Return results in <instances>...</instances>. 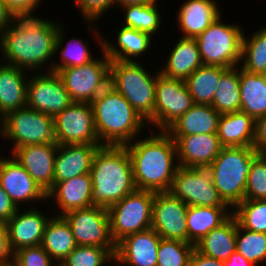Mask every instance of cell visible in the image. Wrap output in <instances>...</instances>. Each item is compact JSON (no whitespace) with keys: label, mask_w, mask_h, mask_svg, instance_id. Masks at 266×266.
<instances>
[{"label":"cell","mask_w":266,"mask_h":266,"mask_svg":"<svg viewBox=\"0 0 266 266\" xmlns=\"http://www.w3.org/2000/svg\"><path fill=\"white\" fill-rule=\"evenodd\" d=\"M63 29L53 21L33 16H14L13 21L5 27L0 40L5 61L8 59L6 64L25 71L39 70L42 64L61 49Z\"/></svg>","instance_id":"obj_1"},{"label":"cell","mask_w":266,"mask_h":266,"mask_svg":"<svg viewBox=\"0 0 266 266\" xmlns=\"http://www.w3.org/2000/svg\"><path fill=\"white\" fill-rule=\"evenodd\" d=\"M124 146L131 158L136 189L168 192L179 167L174 164L177 149L173 138L160 131Z\"/></svg>","instance_id":"obj_2"},{"label":"cell","mask_w":266,"mask_h":266,"mask_svg":"<svg viewBox=\"0 0 266 266\" xmlns=\"http://www.w3.org/2000/svg\"><path fill=\"white\" fill-rule=\"evenodd\" d=\"M92 206L108 209L136 190L130 155L125 146L102 145L90 170Z\"/></svg>","instance_id":"obj_3"},{"label":"cell","mask_w":266,"mask_h":266,"mask_svg":"<svg viewBox=\"0 0 266 266\" xmlns=\"http://www.w3.org/2000/svg\"><path fill=\"white\" fill-rule=\"evenodd\" d=\"M100 144L124 146L132 142L147 122L110 85L91 102ZM102 141V142H101Z\"/></svg>","instance_id":"obj_4"},{"label":"cell","mask_w":266,"mask_h":266,"mask_svg":"<svg viewBox=\"0 0 266 266\" xmlns=\"http://www.w3.org/2000/svg\"><path fill=\"white\" fill-rule=\"evenodd\" d=\"M136 61H111L110 86L120 93L145 121L154 124L156 76Z\"/></svg>","instance_id":"obj_5"},{"label":"cell","mask_w":266,"mask_h":266,"mask_svg":"<svg viewBox=\"0 0 266 266\" xmlns=\"http://www.w3.org/2000/svg\"><path fill=\"white\" fill-rule=\"evenodd\" d=\"M257 154L253 147H223L212 162L213 184L230 208L244 200L252 159Z\"/></svg>","instance_id":"obj_6"},{"label":"cell","mask_w":266,"mask_h":266,"mask_svg":"<svg viewBox=\"0 0 266 266\" xmlns=\"http://www.w3.org/2000/svg\"><path fill=\"white\" fill-rule=\"evenodd\" d=\"M221 15L195 37L203 65L237 67L241 61L244 32L238 25L225 24Z\"/></svg>","instance_id":"obj_7"},{"label":"cell","mask_w":266,"mask_h":266,"mask_svg":"<svg viewBox=\"0 0 266 266\" xmlns=\"http://www.w3.org/2000/svg\"><path fill=\"white\" fill-rule=\"evenodd\" d=\"M213 175L212 163L179 166L168 192L188 206L229 207L215 188Z\"/></svg>","instance_id":"obj_8"},{"label":"cell","mask_w":266,"mask_h":266,"mask_svg":"<svg viewBox=\"0 0 266 266\" xmlns=\"http://www.w3.org/2000/svg\"><path fill=\"white\" fill-rule=\"evenodd\" d=\"M154 195L153 191L136 189L107 209L115 244L128 235L151 229Z\"/></svg>","instance_id":"obj_9"},{"label":"cell","mask_w":266,"mask_h":266,"mask_svg":"<svg viewBox=\"0 0 266 266\" xmlns=\"http://www.w3.org/2000/svg\"><path fill=\"white\" fill-rule=\"evenodd\" d=\"M0 120V135L15 141L12 152L26 145L56 143L50 115L24 107L8 112Z\"/></svg>","instance_id":"obj_10"},{"label":"cell","mask_w":266,"mask_h":266,"mask_svg":"<svg viewBox=\"0 0 266 266\" xmlns=\"http://www.w3.org/2000/svg\"><path fill=\"white\" fill-rule=\"evenodd\" d=\"M103 54L102 59L57 72L73 102L91 103L109 86L111 60Z\"/></svg>","instance_id":"obj_11"},{"label":"cell","mask_w":266,"mask_h":266,"mask_svg":"<svg viewBox=\"0 0 266 266\" xmlns=\"http://www.w3.org/2000/svg\"><path fill=\"white\" fill-rule=\"evenodd\" d=\"M62 217L68 222L77 245L107 248L115 256L116 244L110 235L106 208L92 206L70 211Z\"/></svg>","instance_id":"obj_12"},{"label":"cell","mask_w":266,"mask_h":266,"mask_svg":"<svg viewBox=\"0 0 266 266\" xmlns=\"http://www.w3.org/2000/svg\"><path fill=\"white\" fill-rule=\"evenodd\" d=\"M154 125L166 131L193 105L192 96L184 80L168 78L160 72L156 75Z\"/></svg>","instance_id":"obj_13"},{"label":"cell","mask_w":266,"mask_h":266,"mask_svg":"<svg viewBox=\"0 0 266 266\" xmlns=\"http://www.w3.org/2000/svg\"><path fill=\"white\" fill-rule=\"evenodd\" d=\"M53 120L57 144H100L91 103L73 102Z\"/></svg>","instance_id":"obj_14"},{"label":"cell","mask_w":266,"mask_h":266,"mask_svg":"<svg viewBox=\"0 0 266 266\" xmlns=\"http://www.w3.org/2000/svg\"><path fill=\"white\" fill-rule=\"evenodd\" d=\"M73 103L57 72L36 74L27 82L26 107L54 117Z\"/></svg>","instance_id":"obj_15"},{"label":"cell","mask_w":266,"mask_h":266,"mask_svg":"<svg viewBox=\"0 0 266 266\" xmlns=\"http://www.w3.org/2000/svg\"><path fill=\"white\" fill-rule=\"evenodd\" d=\"M188 205L169 192H155L151 228L164 239L187 243Z\"/></svg>","instance_id":"obj_16"},{"label":"cell","mask_w":266,"mask_h":266,"mask_svg":"<svg viewBox=\"0 0 266 266\" xmlns=\"http://www.w3.org/2000/svg\"><path fill=\"white\" fill-rule=\"evenodd\" d=\"M57 143L33 144L16 148L12 157L47 193L54 185V165Z\"/></svg>","instance_id":"obj_17"},{"label":"cell","mask_w":266,"mask_h":266,"mask_svg":"<svg viewBox=\"0 0 266 266\" xmlns=\"http://www.w3.org/2000/svg\"><path fill=\"white\" fill-rule=\"evenodd\" d=\"M0 186L17 208L19 202L47 199V193L13 157L10 159L0 157Z\"/></svg>","instance_id":"obj_18"},{"label":"cell","mask_w":266,"mask_h":266,"mask_svg":"<svg viewBox=\"0 0 266 266\" xmlns=\"http://www.w3.org/2000/svg\"><path fill=\"white\" fill-rule=\"evenodd\" d=\"M160 240L152 228L128 235L116 244L115 262L129 266H157Z\"/></svg>","instance_id":"obj_19"},{"label":"cell","mask_w":266,"mask_h":266,"mask_svg":"<svg viewBox=\"0 0 266 266\" xmlns=\"http://www.w3.org/2000/svg\"><path fill=\"white\" fill-rule=\"evenodd\" d=\"M18 208L6 223L9 244L13 253L25 247L41 245L44 228L50 218L35 208L20 213Z\"/></svg>","instance_id":"obj_20"},{"label":"cell","mask_w":266,"mask_h":266,"mask_svg":"<svg viewBox=\"0 0 266 266\" xmlns=\"http://www.w3.org/2000/svg\"><path fill=\"white\" fill-rule=\"evenodd\" d=\"M100 146L102 144H58L54 182L90 173L94 154Z\"/></svg>","instance_id":"obj_21"},{"label":"cell","mask_w":266,"mask_h":266,"mask_svg":"<svg viewBox=\"0 0 266 266\" xmlns=\"http://www.w3.org/2000/svg\"><path fill=\"white\" fill-rule=\"evenodd\" d=\"M176 144L179 166L193 167L196 164L212 163L223 146L217 134H193L171 136Z\"/></svg>","instance_id":"obj_22"},{"label":"cell","mask_w":266,"mask_h":266,"mask_svg":"<svg viewBox=\"0 0 266 266\" xmlns=\"http://www.w3.org/2000/svg\"><path fill=\"white\" fill-rule=\"evenodd\" d=\"M49 197L57 199V204L61 208L58 216H63L73 210L92 207V179L90 173L62 182H54L53 187L47 192V199Z\"/></svg>","instance_id":"obj_23"},{"label":"cell","mask_w":266,"mask_h":266,"mask_svg":"<svg viewBox=\"0 0 266 266\" xmlns=\"http://www.w3.org/2000/svg\"><path fill=\"white\" fill-rule=\"evenodd\" d=\"M220 114L211 106L194 104L166 132L170 136L217 134Z\"/></svg>","instance_id":"obj_24"},{"label":"cell","mask_w":266,"mask_h":266,"mask_svg":"<svg viewBox=\"0 0 266 266\" xmlns=\"http://www.w3.org/2000/svg\"><path fill=\"white\" fill-rule=\"evenodd\" d=\"M255 119L246 112L220 114L217 136L223 147H252Z\"/></svg>","instance_id":"obj_25"},{"label":"cell","mask_w":266,"mask_h":266,"mask_svg":"<svg viewBox=\"0 0 266 266\" xmlns=\"http://www.w3.org/2000/svg\"><path fill=\"white\" fill-rule=\"evenodd\" d=\"M23 73L16 66H0V119L10 111L26 107L28 80Z\"/></svg>","instance_id":"obj_26"},{"label":"cell","mask_w":266,"mask_h":266,"mask_svg":"<svg viewBox=\"0 0 266 266\" xmlns=\"http://www.w3.org/2000/svg\"><path fill=\"white\" fill-rule=\"evenodd\" d=\"M220 16L215 0H188L178 13L181 37L195 38Z\"/></svg>","instance_id":"obj_27"},{"label":"cell","mask_w":266,"mask_h":266,"mask_svg":"<svg viewBox=\"0 0 266 266\" xmlns=\"http://www.w3.org/2000/svg\"><path fill=\"white\" fill-rule=\"evenodd\" d=\"M237 224L238 221L232 214L195 244V249L207 257L223 262L228 260L236 251Z\"/></svg>","instance_id":"obj_28"},{"label":"cell","mask_w":266,"mask_h":266,"mask_svg":"<svg viewBox=\"0 0 266 266\" xmlns=\"http://www.w3.org/2000/svg\"><path fill=\"white\" fill-rule=\"evenodd\" d=\"M202 65L196 39L181 37L171 51L165 68L159 72L168 78L185 81Z\"/></svg>","instance_id":"obj_29"},{"label":"cell","mask_w":266,"mask_h":266,"mask_svg":"<svg viewBox=\"0 0 266 266\" xmlns=\"http://www.w3.org/2000/svg\"><path fill=\"white\" fill-rule=\"evenodd\" d=\"M102 51L111 61H134L131 57H138L151 45V36L147 33L123 26L117 35L119 48L101 39L99 36Z\"/></svg>","instance_id":"obj_30"},{"label":"cell","mask_w":266,"mask_h":266,"mask_svg":"<svg viewBox=\"0 0 266 266\" xmlns=\"http://www.w3.org/2000/svg\"><path fill=\"white\" fill-rule=\"evenodd\" d=\"M41 246L58 265L77 247L71 228L62 216L55 214L48 220Z\"/></svg>","instance_id":"obj_31"},{"label":"cell","mask_w":266,"mask_h":266,"mask_svg":"<svg viewBox=\"0 0 266 266\" xmlns=\"http://www.w3.org/2000/svg\"><path fill=\"white\" fill-rule=\"evenodd\" d=\"M227 207L188 206L187 243L197 244L206 234L224 223L231 215Z\"/></svg>","instance_id":"obj_32"},{"label":"cell","mask_w":266,"mask_h":266,"mask_svg":"<svg viewBox=\"0 0 266 266\" xmlns=\"http://www.w3.org/2000/svg\"><path fill=\"white\" fill-rule=\"evenodd\" d=\"M241 111L254 119L266 115V84L261 74L239 70Z\"/></svg>","instance_id":"obj_33"},{"label":"cell","mask_w":266,"mask_h":266,"mask_svg":"<svg viewBox=\"0 0 266 266\" xmlns=\"http://www.w3.org/2000/svg\"><path fill=\"white\" fill-rule=\"evenodd\" d=\"M227 69L202 65L185 80L194 104L212 105L218 81Z\"/></svg>","instance_id":"obj_34"},{"label":"cell","mask_w":266,"mask_h":266,"mask_svg":"<svg viewBox=\"0 0 266 266\" xmlns=\"http://www.w3.org/2000/svg\"><path fill=\"white\" fill-rule=\"evenodd\" d=\"M228 68L220 77L212 107L219 114L241 111L239 69Z\"/></svg>","instance_id":"obj_35"},{"label":"cell","mask_w":266,"mask_h":266,"mask_svg":"<svg viewBox=\"0 0 266 266\" xmlns=\"http://www.w3.org/2000/svg\"><path fill=\"white\" fill-rule=\"evenodd\" d=\"M156 2L120 6L126 14L124 26L152 36L161 25L160 13L157 10Z\"/></svg>","instance_id":"obj_36"},{"label":"cell","mask_w":266,"mask_h":266,"mask_svg":"<svg viewBox=\"0 0 266 266\" xmlns=\"http://www.w3.org/2000/svg\"><path fill=\"white\" fill-rule=\"evenodd\" d=\"M242 69L252 74L266 71V28L253 33L250 39L243 35L241 61Z\"/></svg>","instance_id":"obj_37"},{"label":"cell","mask_w":266,"mask_h":266,"mask_svg":"<svg viewBox=\"0 0 266 266\" xmlns=\"http://www.w3.org/2000/svg\"><path fill=\"white\" fill-rule=\"evenodd\" d=\"M236 251L258 266L259 262L266 260V233L246 230L237 224Z\"/></svg>","instance_id":"obj_38"},{"label":"cell","mask_w":266,"mask_h":266,"mask_svg":"<svg viewBox=\"0 0 266 266\" xmlns=\"http://www.w3.org/2000/svg\"><path fill=\"white\" fill-rule=\"evenodd\" d=\"M232 214L246 230L266 233V200H243Z\"/></svg>","instance_id":"obj_39"},{"label":"cell","mask_w":266,"mask_h":266,"mask_svg":"<svg viewBox=\"0 0 266 266\" xmlns=\"http://www.w3.org/2000/svg\"><path fill=\"white\" fill-rule=\"evenodd\" d=\"M194 249L195 245L192 243L161 238L157 266H188Z\"/></svg>","instance_id":"obj_40"},{"label":"cell","mask_w":266,"mask_h":266,"mask_svg":"<svg viewBox=\"0 0 266 266\" xmlns=\"http://www.w3.org/2000/svg\"><path fill=\"white\" fill-rule=\"evenodd\" d=\"M108 261L114 262L115 256L107 248L77 245L60 266H103Z\"/></svg>","instance_id":"obj_41"},{"label":"cell","mask_w":266,"mask_h":266,"mask_svg":"<svg viewBox=\"0 0 266 266\" xmlns=\"http://www.w3.org/2000/svg\"><path fill=\"white\" fill-rule=\"evenodd\" d=\"M244 200H266V154H257L252 159Z\"/></svg>","instance_id":"obj_42"},{"label":"cell","mask_w":266,"mask_h":266,"mask_svg":"<svg viewBox=\"0 0 266 266\" xmlns=\"http://www.w3.org/2000/svg\"><path fill=\"white\" fill-rule=\"evenodd\" d=\"M67 43V46L65 45L60 51L62 62L52 64L48 71L58 72L63 68L79 67L94 59L88 50V42L84 43L81 39L72 38Z\"/></svg>","instance_id":"obj_43"},{"label":"cell","mask_w":266,"mask_h":266,"mask_svg":"<svg viewBox=\"0 0 266 266\" xmlns=\"http://www.w3.org/2000/svg\"><path fill=\"white\" fill-rule=\"evenodd\" d=\"M17 266H55L50 255L41 245L25 247L14 253Z\"/></svg>","instance_id":"obj_44"},{"label":"cell","mask_w":266,"mask_h":266,"mask_svg":"<svg viewBox=\"0 0 266 266\" xmlns=\"http://www.w3.org/2000/svg\"><path fill=\"white\" fill-rule=\"evenodd\" d=\"M75 2L84 18L89 21L88 24L98 20L103 13L116 4V0H76Z\"/></svg>","instance_id":"obj_45"},{"label":"cell","mask_w":266,"mask_h":266,"mask_svg":"<svg viewBox=\"0 0 266 266\" xmlns=\"http://www.w3.org/2000/svg\"><path fill=\"white\" fill-rule=\"evenodd\" d=\"M13 16H32L42 0H3ZM32 12V13H31Z\"/></svg>","instance_id":"obj_46"},{"label":"cell","mask_w":266,"mask_h":266,"mask_svg":"<svg viewBox=\"0 0 266 266\" xmlns=\"http://www.w3.org/2000/svg\"><path fill=\"white\" fill-rule=\"evenodd\" d=\"M252 147L259 154H266V115L255 119V133Z\"/></svg>","instance_id":"obj_47"},{"label":"cell","mask_w":266,"mask_h":266,"mask_svg":"<svg viewBox=\"0 0 266 266\" xmlns=\"http://www.w3.org/2000/svg\"><path fill=\"white\" fill-rule=\"evenodd\" d=\"M14 260V253L9 244L7 224L0 221V264Z\"/></svg>","instance_id":"obj_48"},{"label":"cell","mask_w":266,"mask_h":266,"mask_svg":"<svg viewBox=\"0 0 266 266\" xmlns=\"http://www.w3.org/2000/svg\"><path fill=\"white\" fill-rule=\"evenodd\" d=\"M16 205L0 186V221L7 223L17 211Z\"/></svg>","instance_id":"obj_49"},{"label":"cell","mask_w":266,"mask_h":266,"mask_svg":"<svg viewBox=\"0 0 266 266\" xmlns=\"http://www.w3.org/2000/svg\"><path fill=\"white\" fill-rule=\"evenodd\" d=\"M188 266H223V261L207 257L194 249Z\"/></svg>","instance_id":"obj_50"},{"label":"cell","mask_w":266,"mask_h":266,"mask_svg":"<svg viewBox=\"0 0 266 266\" xmlns=\"http://www.w3.org/2000/svg\"><path fill=\"white\" fill-rule=\"evenodd\" d=\"M13 19H14V16L7 9L4 1L0 0V40L5 30V27L10 21H13Z\"/></svg>","instance_id":"obj_51"},{"label":"cell","mask_w":266,"mask_h":266,"mask_svg":"<svg viewBox=\"0 0 266 266\" xmlns=\"http://www.w3.org/2000/svg\"><path fill=\"white\" fill-rule=\"evenodd\" d=\"M223 266H254L247 261L240 253L235 251L228 260L223 262Z\"/></svg>","instance_id":"obj_52"},{"label":"cell","mask_w":266,"mask_h":266,"mask_svg":"<svg viewBox=\"0 0 266 266\" xmlns=\"http://www.w3.org/2000/svg\"><path fill=\"white\" fill-rule=\"evenodd\" d=\"M157 0H116L117 6H125L130 4H149Z\"/></svg>","instance_id":"obj_53"},{"label":"cell","mask_w":266,"mask_h":266,"mask_svg":"<svg viewBox=\"0 0 266 266\" xmlns=\"http://www.w3.org/2000/svg\"><path fill=\"white\" fill-rule=\"evenodd\" d=\"M0 266H17L16 263L14 261L8 262V263H4V264H0Z\"/></svg>","instance_id":"obj_54"},{"label":"cell","mask_w":266,"mask_h":266,"mask_svg":"<svg viewBox=\"0 0 266 266\" xmlns=\"http://www.w3.org/2000/svg\"><path fill=\"white\" fill-rule=\"evenodd\" d=\"M261 76L263 77L264 82H265V84H266V71H265L264 73H262Z\"/></svg>","instance_id":"obj_55"}]
</instances>
